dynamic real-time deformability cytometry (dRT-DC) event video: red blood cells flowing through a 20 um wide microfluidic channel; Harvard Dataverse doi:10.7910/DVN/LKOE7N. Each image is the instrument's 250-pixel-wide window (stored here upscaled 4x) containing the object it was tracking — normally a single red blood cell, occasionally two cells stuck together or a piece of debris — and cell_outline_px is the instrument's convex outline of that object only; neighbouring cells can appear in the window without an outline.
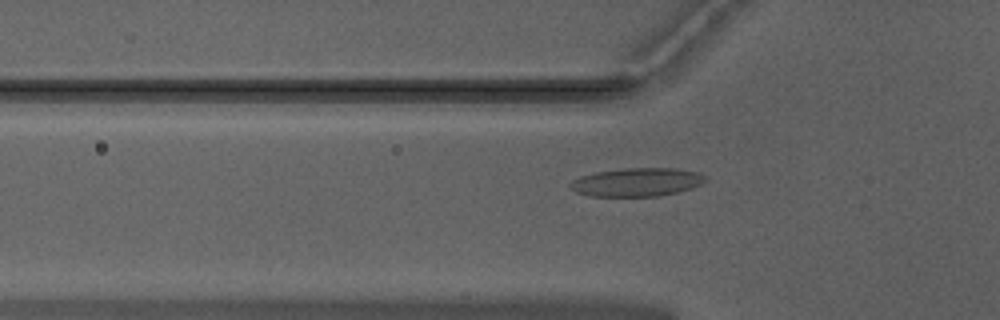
{"species": "Egyptian fruit bat (a non-hibernating species)", "species_latin": "Rousettus aegyptiacus", "temperature_condition": "warm", "stored_images_in_passage": 38, "camera_frame_rate_fps": 3000, "um_per_image_px": 0.085, "animal": {"sex": "male"}, "frame": {"image": 1, "passage_image": 3, "time_ms": 0.667, "image_size_px": [1000, 320], "cell_outline_px": [[704, 180], [700, 184], [692, 188], [676, 192], [656, 196], [588, 196], [576, 192], [568, 184], [572, 180], [580, 176], [596, 172], [624, 168], [676, 168], [700, 172], [704, 176]], "centroid_in_image_um": [54.1, 15.47], "position_along_channel_um": 71.7, "area_um2": 22.31}}
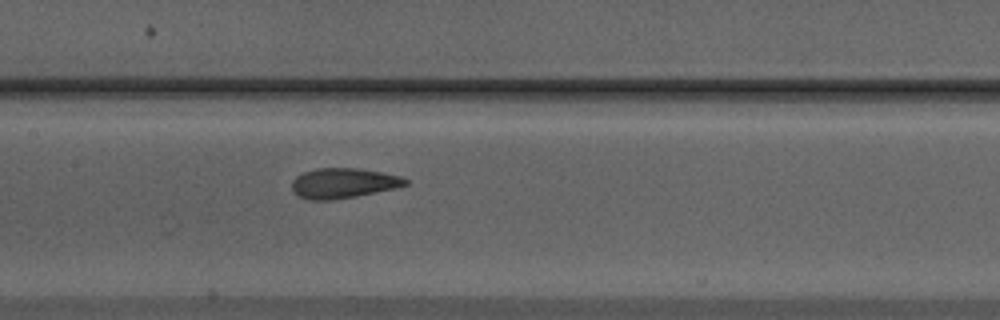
{"frame": {"image": 2, "passage_image": 11, "time_ms": 3.333, "image_size_px": [1000, 320], "cell_outline_px": [[408, 184], [396, 188], [356, 196], [328, 200], [308, 200], [296, 196], [292, 192], [292, 180], [296, 176], [304, 172], [316, 168], [356, 168], [380, 172], [400, 176], [408, 180]], "centroid_in_image_um": [29.13, 15.57], "position_along_channel_um": 178.3, "area_um2": 19.94}}
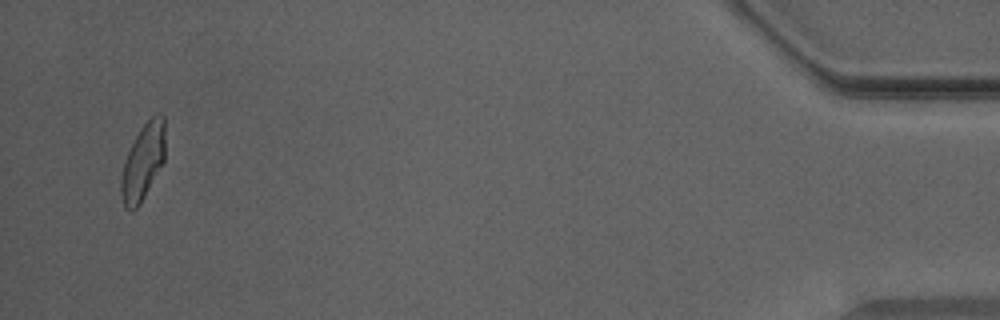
{"frame": {"image": 3, "passage_image": 36, "time_ms": 11.667, "image_size_px": [1000, 320], "cell_outline_px": [[164, 160], [140, 204], [132, 212], [124, 208], [120, 196], [120, 180], [124, 160], [140, 128], [156, 112], [160, 112], [164, 116]], "centroid_in_image_um": [12.13, 13.78], "position_along_channel_um": 423.1, "area_um2": 19.59}, "authors_computed_cell_mechanics": {"area_um2": 19.9699, "velocity_mm_per_s": 3.9693, "shape_relaxation_time_tau1_ms": 6.1797, "shape_relaxation_time_tau2_ms": 1.3585, "deformation_change_tau1": 0.1721, "deformation_change_tau2": 0.0703}}